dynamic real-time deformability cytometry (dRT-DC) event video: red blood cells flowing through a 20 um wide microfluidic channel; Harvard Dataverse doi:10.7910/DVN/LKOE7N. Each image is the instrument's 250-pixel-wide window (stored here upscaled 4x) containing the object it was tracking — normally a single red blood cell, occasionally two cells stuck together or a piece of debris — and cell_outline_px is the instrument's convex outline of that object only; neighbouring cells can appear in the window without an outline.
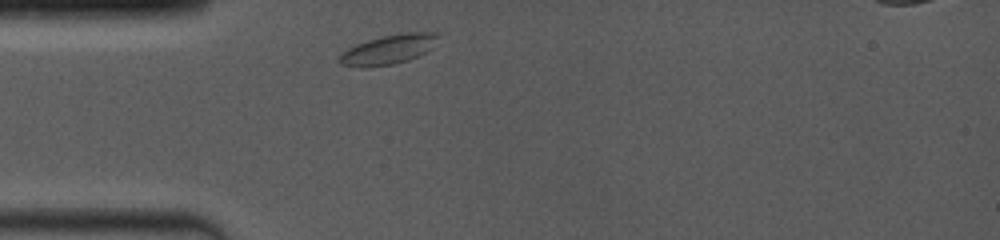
{"species": "common noctule bat (a hibernating species)", "species_latin": "Nyctalus noctula", "temperature_condition": "room temperature", "stored_images_in_passage": 18, "camera_frame_rate_fps": 4000, "um_per_image_px": 0.085, "animal": {"sex": "female", "body_mass_g": 19.0, "forearm_length_mm": 53.3}, "frame": {"image": 1, "passage_image": 1, "time_ms": 0.0, "image_size_px": [1000, 240], "cell_outline_px": [[440, 36], [432, 48], [408, 60], [392, 64], [360, 68], [340, 64], [340, 56], [348, 48], [356, 44], [380, 36], [404, 32], [440, 32]], "centroid_in_image_um": [33.05, 4.18], "position_along_channel_um": 51.9, "area_um2": 16.94}}
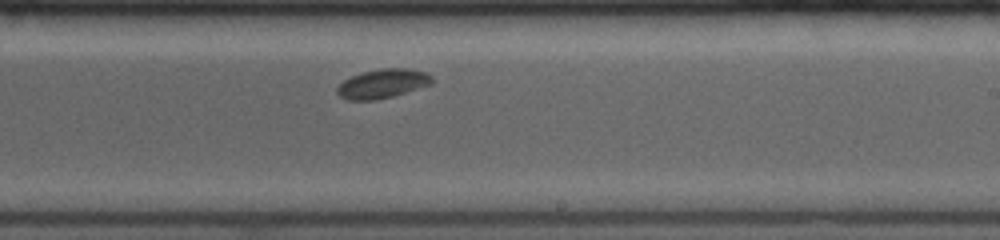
{"frame": {"image": 2, "passage_image": 11, "time_ms": 5.5, "image_size_px": [1000, 240], "cell_outline_px": [[432, 84], [392, 96], [376, 100], [348, 100], [340, 96], [336, 92], [336, 88], [344, 80], [352, 76], [364, 72], [380, 68], [412, 68], [424, 72], [432, 76]], "centroid_in_image_um": [32.52, 7.1], "position_along_channel_um": 256.5, "area_um2": 16.01}}
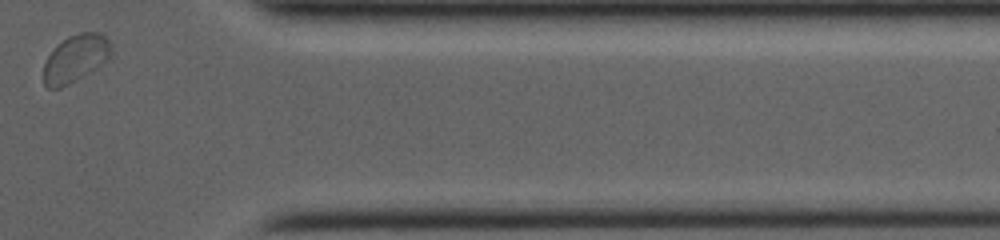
{"frame": {"image": 3, "passage_image": 18, "time_ms": 9.5, "image_size_px": [1000, 240], "cell_outline_px": [[112, 52], [96, 68], [76, 80], [60, 88], [48, 88], [44, 84], [44, 64], [48, 56], [56, 44], [68, 36], [80, 32], [96, 32], [104, 36], [108, 40]], "centroid_in_image_um": [6.38, 4.95], "position_along_channel_um": 405.0, "area_um2": 18.32}, "authors_computed_cell_mechanics": {"area_um2": 16.2418, "velocity_mm_per_s": 3.8893, "shape_relaxation_time_tau1_ms": 2.3573, "shape_relaxation_time_tau2_ms": null, "deformation_change_tau1": 0.0459, "deformation_change_tau2": null}}